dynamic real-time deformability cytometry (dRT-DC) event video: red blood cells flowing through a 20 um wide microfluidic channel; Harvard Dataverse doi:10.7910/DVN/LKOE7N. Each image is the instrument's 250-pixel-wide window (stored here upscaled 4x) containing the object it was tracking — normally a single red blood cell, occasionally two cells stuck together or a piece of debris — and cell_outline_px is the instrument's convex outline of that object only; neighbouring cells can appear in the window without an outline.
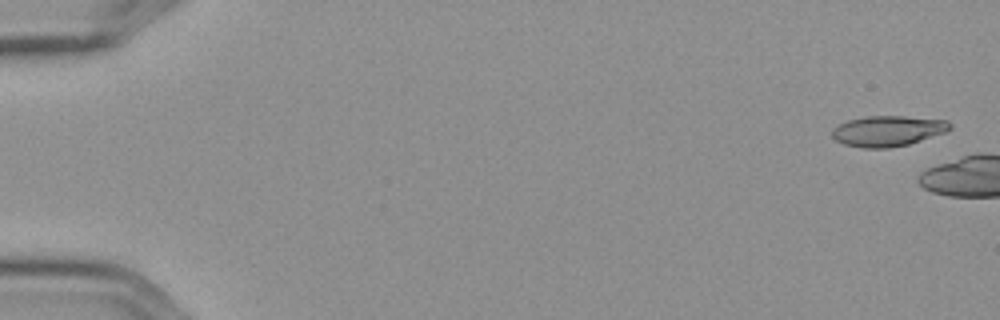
{"species": "Egyptian fruit bat (a non-hibernating species)", "species_latin": "Rousettus aegyptiacus", "temperature_condition": "cold", "stored_images_in_passage": 3, "camera_frame_rate_fps": 3000, "um_per_image_px": 0.085, "frame": {"image": 1, "passage_image": 1, "time_ms": 0.0, "image_size_px": [1000, 320], "cell_outline_px": [[952, 128], [944, 132], [908, 144], [888, 148], [864, 148], [844, 144], [836, 140], [832, 136], [832, 128], [848, 120], [864, 116], [904, 116], [948, 120], [952, 124]], "centroid_in_image_um": [75.45, 11.12], "position_along_channel_um": 9.5, "area_um2": 20.92}}